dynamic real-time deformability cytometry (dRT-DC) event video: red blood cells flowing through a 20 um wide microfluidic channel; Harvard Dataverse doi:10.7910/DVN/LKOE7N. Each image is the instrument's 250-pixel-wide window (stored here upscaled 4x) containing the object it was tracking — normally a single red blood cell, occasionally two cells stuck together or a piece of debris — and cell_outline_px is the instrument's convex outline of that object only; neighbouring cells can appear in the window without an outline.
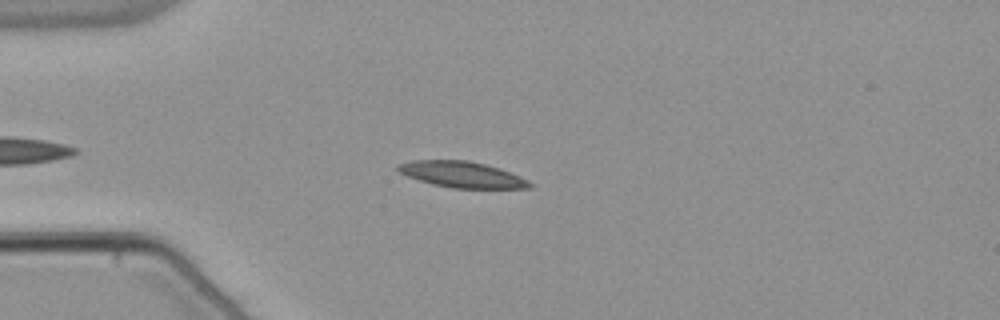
{"species": "common noctule bat (a hibernating species)", "species_latin": "Nyctalus noctula", "temperature_condition": "warm", "stored_images_in_passage": 44, "camera_frame_rate_fps": 3000, "um_per_image_px": 0.085, "animal": {"sex": "male", "body_mass_g": 21.5, "forearm_length_mm": 52.0}, "frame": {"image": 1, "passage_image": 8, "time_ms": 2.333, "image_size_px": [1000, 320], "cell_outline_px": [[536, 184], [532, 188], [452, 188], [432, 184], [408, 176], [400, 172], [396, 168], [396, 164], [412, 160], [468, 160], [500, 168], [520, 176]], "centroid_in_image_um": [39.3, 14.83], "position_along_channel_um": 45.7, "area_um2": 20.06}}
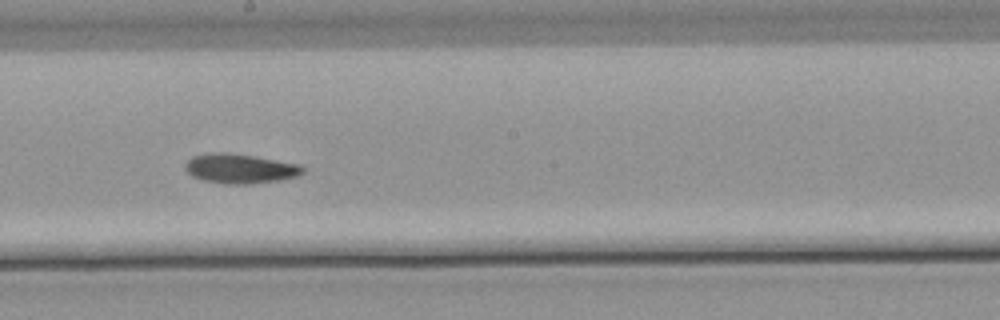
{"frame": {"image": 2, "passage_image": 24, "time_ms": 7.667, "image_size_px": [1000, 320], "cell_outline_px": [[304, 172], [296, 176], [280, 180], [252, 184], [224, 184], [204, 180], [192, 176], [184, 168], [184, 164], [192, 156], [212, 152], [224, 152], [256, 156], [300, 164], [304, 168]], "centroid_in_image_um": [20.4, 14.32], "position_along_channel_um": 227.8, "area_um2": 20.4}}
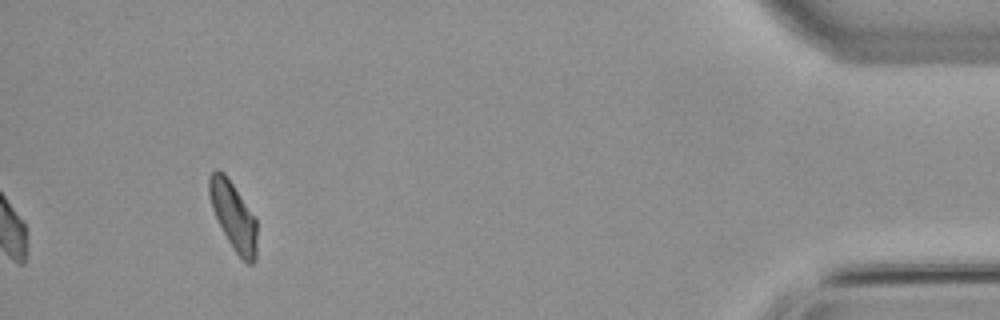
{"frame": {"image": 3, "passage_image": 44, "time_ms": 14.333, "image_size_px": [1000, 320], "cell_outline_px": [[256, 260], [252, 264], [248, 264], [232, 248], [212, 208], [208, 192], [208, 176], [216, 168], [224, 172], [256, 216]], "centroid_in_image_um": [19.84, 18.31], "position_along_channel_um": 415.4, "area_um2": 18.9}, "authors_computed_cell_mechanics": {"area_um2": 19.4497, "velocity_mm_per_s": 3.8119, "shape_relaxation_time_tau1_ms": 9.8731, "shape_relaxation_time_tau2_ms": 9.1534, "deformation_change_tau1": 0.1682, "deformation_change_tau2": 0.1634}}